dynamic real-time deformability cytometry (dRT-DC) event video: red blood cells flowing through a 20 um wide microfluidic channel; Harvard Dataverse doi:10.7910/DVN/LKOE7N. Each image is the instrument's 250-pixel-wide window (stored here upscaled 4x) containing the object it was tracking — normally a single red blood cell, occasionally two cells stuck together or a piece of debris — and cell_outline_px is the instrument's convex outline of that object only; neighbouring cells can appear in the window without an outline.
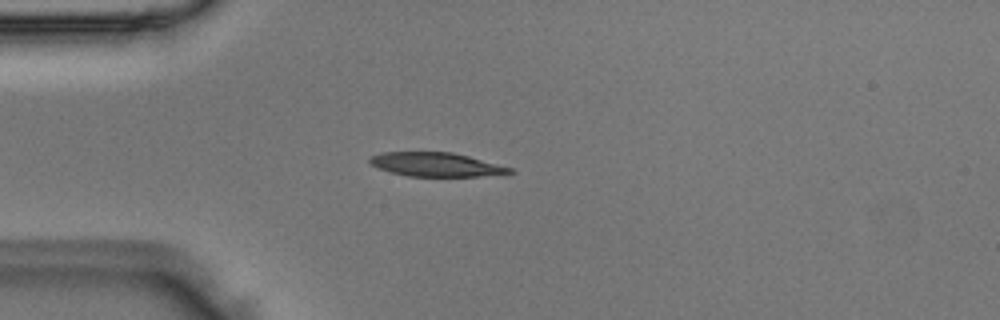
{"species": "Egyptian fruit bat (a non-hibernating species)", "species_latin": "Rousettus aegyptiacus", "temperature_condition": "room temperature", "stored_images_in_passage": 3, "camera_frame_rate_fps": 3000, "um_per_image_px": 0.085, "animal": {"sex": "male"}, "frame": {"image": 1, "passage_image": 3, "time_ms": 0.667, "image_size_px": [1000, 320], "cell_outline_px": [[516, 172], [476, 176], [408, 176], [392, 172], [380, 168], [372, 164], [368, 160], [372, 156], [384, 152], [452, 152], [468, 156], [512, 168]], "centroid_in_image_um": [37.07, 13.98], "position_along_channel_um": 47.9, "area_um2": 19.07}}